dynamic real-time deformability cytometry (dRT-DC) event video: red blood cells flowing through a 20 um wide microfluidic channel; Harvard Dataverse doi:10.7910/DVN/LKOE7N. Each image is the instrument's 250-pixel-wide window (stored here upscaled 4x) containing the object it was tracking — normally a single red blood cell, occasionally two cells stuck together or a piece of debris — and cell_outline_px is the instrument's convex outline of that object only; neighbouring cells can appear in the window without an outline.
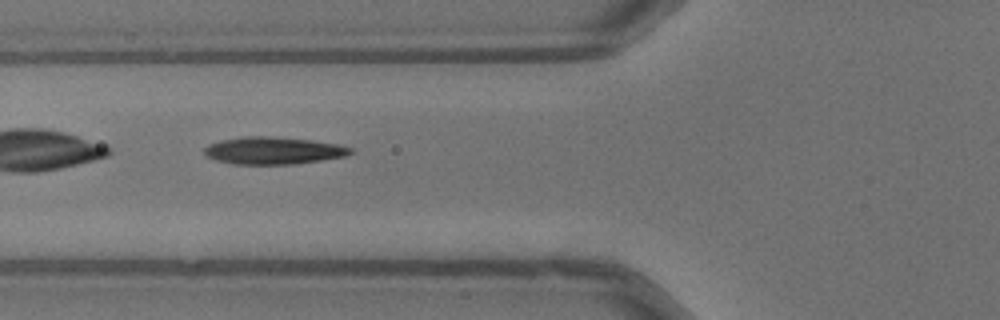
{"species": "common noctule bat (a hibernating species)", "species_latin": "Nyctalus noctula", "temperature_condition": "warm", "stored_images_in_passage": 50, "camera_frame_rate_fps": 3000, "um_per_image_px": 0.085, "animal": {"sex": "male", "body_mass_g": 13.3}, "frame": {"image": 1, "passage_image": 18, "time_ms": 5.667, "image_size_px": [1000, 320], "cell_outline_px": [[352, 152], [344, 156], [320, 160], [292, 164], [232, 164], [216, 160], [204, 156], [204, 148], [208, 144], [224, 140], [244, 136], [268, 136], [312, 140], [340, 144], [352, 148]], "centroid_in_image_um": [23.2, 12.8], "position_along_channel_um": 102.6, "area_um2": 23.18}}
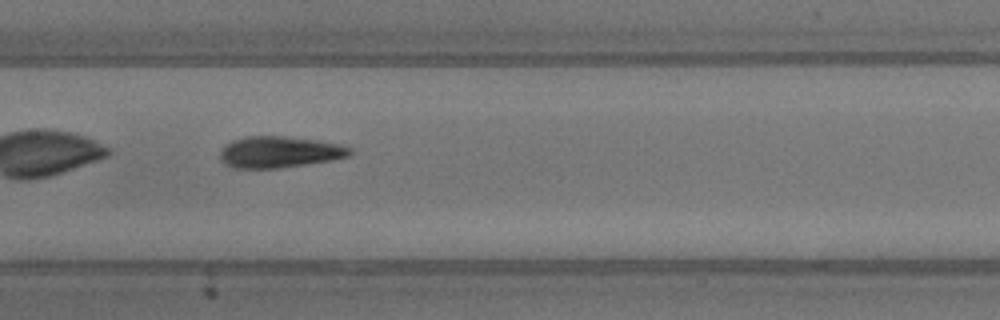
{"frame": {"image": 2, "passage_image": 24, "time_ms": 7.667, "image_size_px": [1000, 320], "cell_outline_px": [[352, 152], [348, 156], [332, 160], [276, 168], [236, 168], [224, 164], [220, 160], [220, 152], [224, 144], [232, 140], [248, 136], [284, 136], [316, 140], [340, 144], [352, 148]], "centroid_in_image_um": [23.72, 12.91], "position_along_channel_um": 183.7, "area_um2": 23.7}}
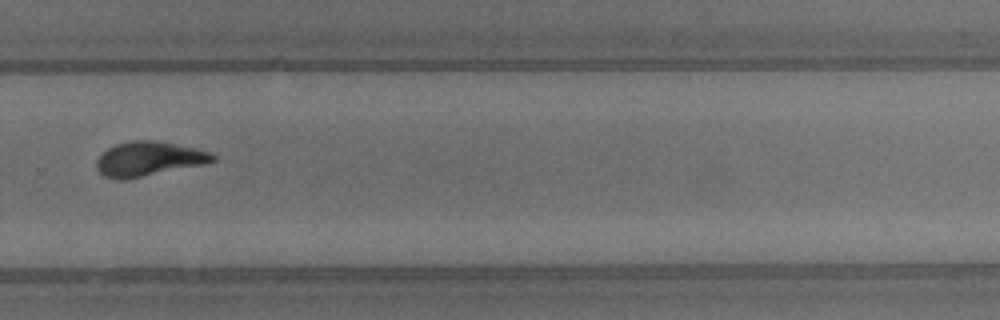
{"frame": {"image": 3, "passage_image": 34, "time_ms": 11.0, "image_size_px": [1000, 320], "cell_outline_px": [[216, 160], [204, 164], [124, 180], [120, 180], [104, 176], [96, 168], [96, 160], [108, 148], [116, 144], [132, 140], [152, 140], [212, 152], [216, 156]], "centroid_in_image_um": [12.62, 13.51], "position_along_channel_um": 317.2, "area_um2": 23.0}, "authors_computed_cell_mechanics": {"area_um2": 23.5246, "velocity_mm_per_s": 4.0261, "shape_relaxation_time_tau1_ms": 3.7478, "shape_relaxation_time_tau2_ms": 1.7685, "deformation_change_tau1": 0.1638, "deformation_change_tau2": 0.0813}}